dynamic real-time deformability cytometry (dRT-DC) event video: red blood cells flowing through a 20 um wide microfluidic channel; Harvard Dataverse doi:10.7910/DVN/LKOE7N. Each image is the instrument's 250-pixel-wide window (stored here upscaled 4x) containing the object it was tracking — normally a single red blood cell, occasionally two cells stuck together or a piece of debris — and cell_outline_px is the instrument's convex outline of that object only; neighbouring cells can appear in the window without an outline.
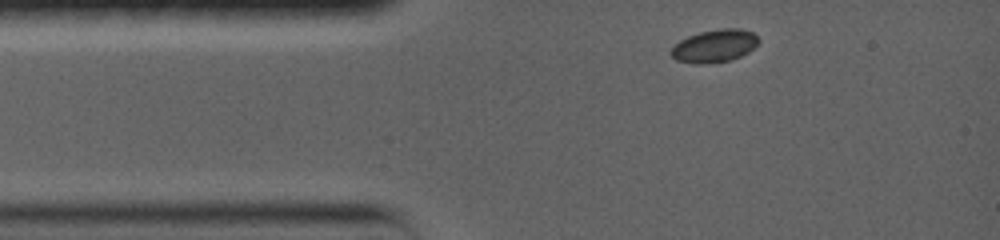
{"species": "common noctule bat (a hibernating species)", "species_latin": "Nyctalus noctula", "temperature_condition": "warm", "stored_images_in_passage": 3, "camera_frame_rate_fps": 5000, "um_per_image_px": 0.085, "animal": {"sex": "female", "body_mass_g": 19.0, "forearm_length_mm": 56.7}, "frame": {"image": 1, "passage_image": 1, "time_ms": 0.0, "image_size_px": [1000, 240], "cell_outline_px": [[760, 40], [748, 52], [740, 56], [728, 60], [704, 64], [696, 64], [676, 60], [668, 52], [680, 40], [688, 36], [700, 32], [720, 28], [740, 28], [752, 32]], "centroid_in_image_um": [60.71, 3.9], "position_along_channel_um": 24.3, "area_um2": 16.59}}